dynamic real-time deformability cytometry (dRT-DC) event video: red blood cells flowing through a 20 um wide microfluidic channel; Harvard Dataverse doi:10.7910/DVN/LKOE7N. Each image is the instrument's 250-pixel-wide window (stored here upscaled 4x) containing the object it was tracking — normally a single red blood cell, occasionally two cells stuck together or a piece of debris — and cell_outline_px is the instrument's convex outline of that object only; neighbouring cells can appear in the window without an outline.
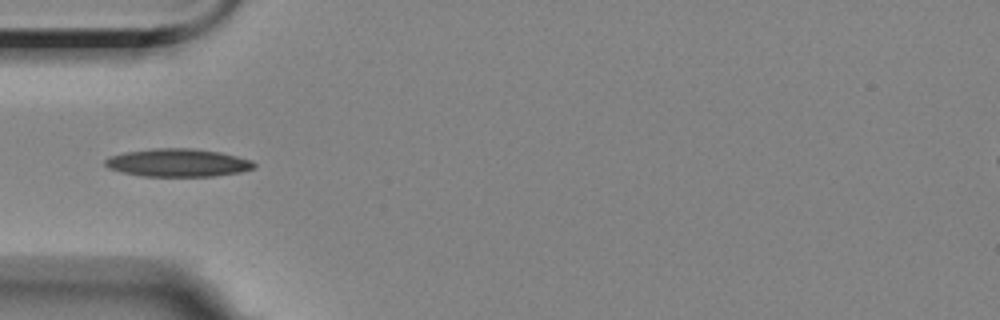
{"species": "Egyptian fruit bat (a non-hibernating species)", "species_latin": "Rousettus aegyptiacus", "temperature_condition": "room temperature", "stored_images_in_passage": 8, "camera_frame_rate_fps": 3000, "um_per_image_px": 0.085, "animal": {"sex": "female"}, "frame": {"image": 1, "passage_image": 3, "time_ms": 2.333, "image_size_px": [1000, 320], "cell_outline_px": [[256, 168], [240, 172], [216, 176], [144, 176], [120, 172], [108, 168], [104, 164], [104, 160], [108, 156], [124, 152], [152, 148], [192, 148], [220, 152], [252, 160], [256, 164]], "centroid_in_image_um": [15.1, 13.83], "position_along_channel_um": 69.9, "area_um2": 24.51}}
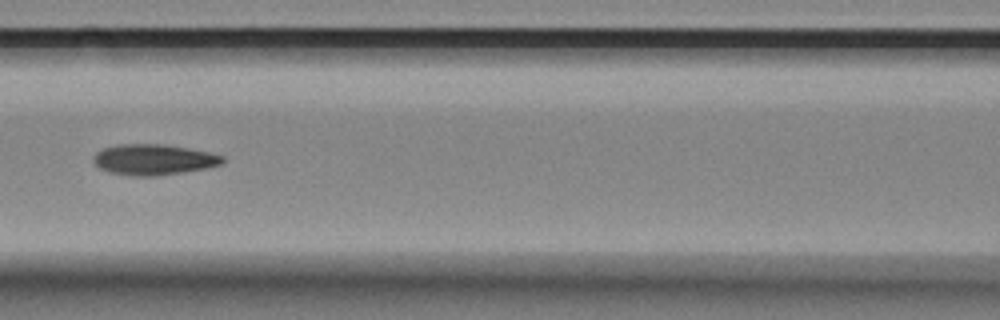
{"frame": {"image": 2, "passage_image": 5, "time_ms": 4.667, "image_size_px": [1000, 320], "cell_outline_px": [[224, 164], [208, 168], [156, 176], [132, 176], [108, 172], [100, 168], [92, 160], [92, 156], [96, 152], [104, 148], [120, 144], [164, 144], [188, 148], [208, 152], [224, 156]], "centroid_in_image_um": [13.06, 13.57], "position_along_channel_um": 153.5, "area_um2": 23.24}}
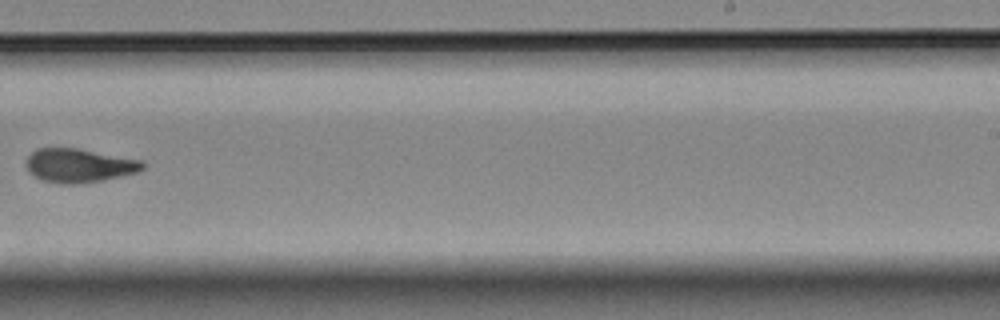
{"frame": {"image": 3, "passage_image": 8, "time_ms": 8.333, "image_size_px": [1000, 320], "cell_outline_px": [[144, 168], [140, 172], [100, 180], [76, 184], [60, 184], [44, 180], [36, 176], [28, 168], [28, 156], [36, 148], [76, 148], [144, 160]], "centroid_in_image_um": [6.78, 14.06], "position_along_channel_um": 282.2, "area_um2": 22.66}}